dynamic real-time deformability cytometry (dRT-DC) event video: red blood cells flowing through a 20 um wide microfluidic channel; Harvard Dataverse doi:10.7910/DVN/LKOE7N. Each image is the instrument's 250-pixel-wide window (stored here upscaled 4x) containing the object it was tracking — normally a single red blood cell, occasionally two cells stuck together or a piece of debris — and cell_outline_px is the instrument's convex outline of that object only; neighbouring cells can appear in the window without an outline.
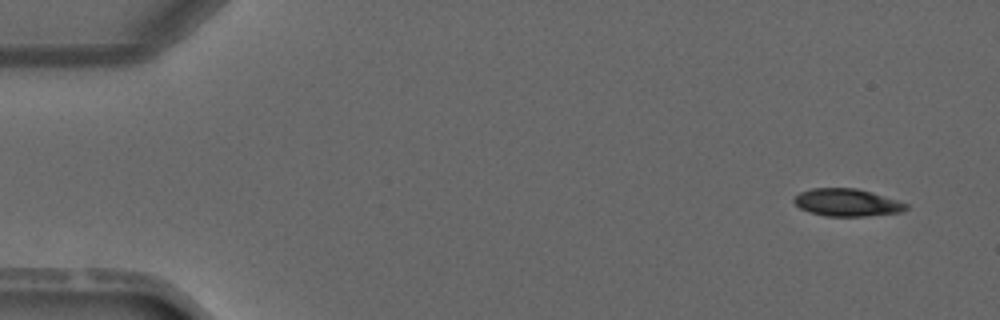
{"species": "common noctule bat (a hibernating species)", "species_latin": "Nyctalus noctula", "temperature_condition": "warm", "stored_images_in_passage": 4, "camera_frame_rate_fps": 3000, "um_per_image_px": 0.085, "animal": {"sex": "male", "forearm_length_mm": 52.5}, "frame": {"image": 1, "passage_image": 1, "time_ms": 0.0, "image_size_px": [1000, 320], "cell_outline_px": [[908, 208], [900, 212], [864, 216], [824, 216], [808, 212], [800, 208], [792, 200], [800, 192], [812, 188], [856, 188], [872, 192], [908, 204]], "centroid_in_image_um": [71.96, 17.21], "position_along_channel_um": 13.0, "area_um2": 17.86}}
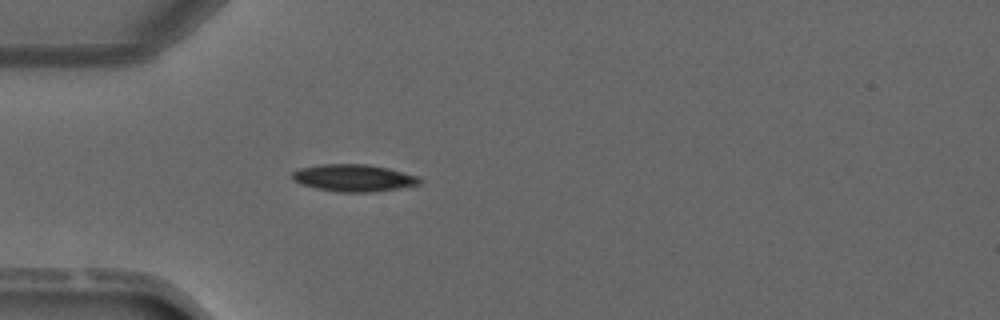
{"frame": {"image": 2, "passage_image": 4, "time_ms": 3.333, "image_size_px": [1000, 320], "cell_outline_px": [[424, 180], [420, 184], [396, 188], [368, 192], [340, 192], [316, 188], [300, 184], [292, 180], [292, 172], [300, 168], [320, 164], [368, 164], [388, 168], [420, 176]], "centroid_in_image_um": [30.06, 15.11], "position_along_channel_um": 54.9, "area_um2": 20.17}}